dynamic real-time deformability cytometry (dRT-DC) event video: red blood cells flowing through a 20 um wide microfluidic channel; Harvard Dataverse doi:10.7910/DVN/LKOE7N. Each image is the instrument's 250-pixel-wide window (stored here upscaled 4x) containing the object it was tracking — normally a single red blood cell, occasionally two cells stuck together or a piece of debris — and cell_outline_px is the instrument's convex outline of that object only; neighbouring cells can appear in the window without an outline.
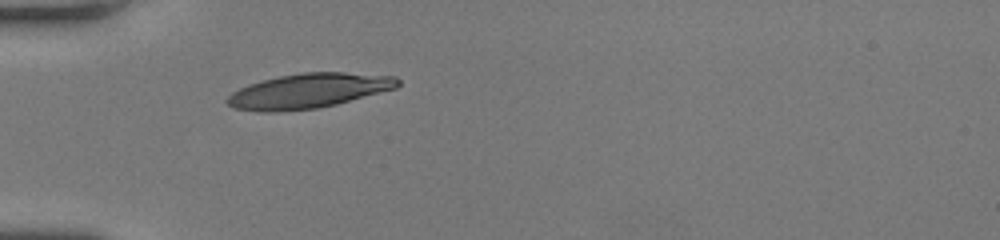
{"species": "human", "species_latin": "Homo sapiens", "temperature_condition": "room temperature", "stored_images_in_passage": 29, "camera_frame_rate_fps": 3000, "um_per_image_px": 0.085, "donor": {"sex": "female"}, "frame": {"image": 1, "passage_image": 1, "time_ms": 0.0, "image_size_px": [1000, 240], "cell_outline_px": [[400, 84], [396, 88], [336, 104], [316, 108], [276, 112], [260, 112], [236, 108], [228, 104], [224, 100], [232, 92], [248, 84], [280, 76], [304, 72], [344, 72], [396, 76], [400, 80]], "centroid_in_image_um": [26.23, 7.72], "position_along_channel_um": 58.8, "area_um2": 34.39}}
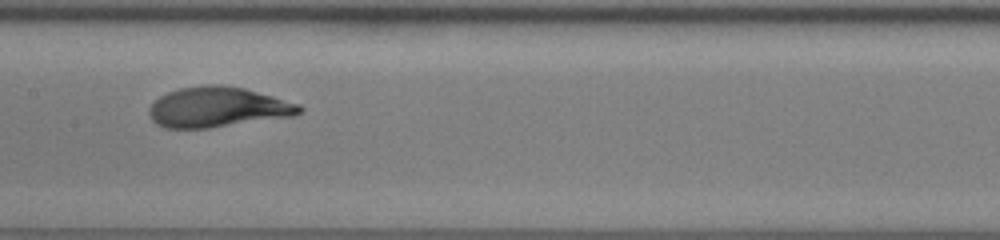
{"frame": {"image": 2, "passage_image": 11, "time_ms": 3.333, "image_size_px": [1000, 240], "cell_outline_px": [[304, 108], [296, 116], [208, 128], [164, 128], [156, 124], [152, 120], [148, 112], [148, 108], [160, 96], [168, 92], [180, 88], [204, 84], [220, 84], [244, 88], [300, 104]], "centroid_in_image_um": [18.51, 9.11], "position_along_channel_um": 188.9, "area_um2": 35.37}}
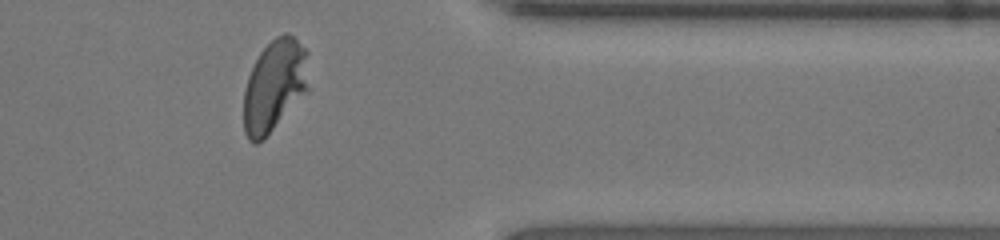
{"frame": {"image": 3, "passage_image": 26, "time_ms": 8.333, "image_size_px": [1000, 240], "cell_outline_px": [[308, 92], [256, 144], [252, 144], [248, 140], [244, 132], [244, 88], [248, 76], [260, 52], [276, 36], [284, 32], [288, 32], [308, 52]], "centroid_in_image_um": [23.33, 7.25], "position_along_channel_um": 388.1, "area_um2": 34.56}, "authors_computed_cell_mechanics": {"area_um2": 34.5066, "velocity_mm_per_s": 4.2059, "shape_relaxation_time_tau1_ms": 3.1881, "shape_relaxation_time_tau2_ms": null, "deformation_change_tau1": 0.2077, "deformation_change_tau2": null}}